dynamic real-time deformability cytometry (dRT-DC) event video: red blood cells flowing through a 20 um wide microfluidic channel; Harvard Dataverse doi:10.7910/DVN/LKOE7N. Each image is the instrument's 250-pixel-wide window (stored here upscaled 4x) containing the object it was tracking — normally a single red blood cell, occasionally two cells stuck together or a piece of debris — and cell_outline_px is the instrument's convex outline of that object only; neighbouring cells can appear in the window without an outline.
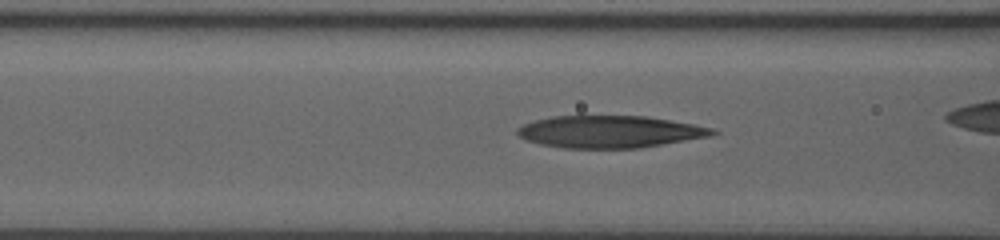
{"species": "human", "species_latin": "Homo sapiens", "temperature_condition": "room temperature", "stored_images_in_passage": 47, "camera_frame_rate_fps": 3000, "um_per_image_px": 0.085, "donor": {"sex": "male"}, "frame": {"image": 1, "passage_image": 26, "time_ms": 8.333, "image_size_px": [1000, 240], "cell_outline_px": [[720, 132], [712, 136], [640, 148], [564, 148], [540, 144], [524, 140], [516, 132], [516, 128], [524, 124], [536, 120], [552, 116], [644, 116], [692, 124], [712, 128]], "centroid_in_image_um": [51.82, 11.2], "position_along_channel_um": 114.8, "area_um2": 36.53}}
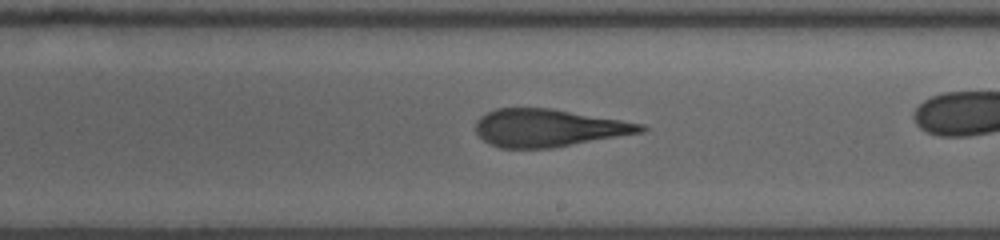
{"frame": {"image": 2, "passage_image": 36, "time_ms": 11.667, "image_size_px": [1000, 240], "cell_outline_px": [[648, 128], [644, 132], [552, 148], [500, 148], [488, 144], [476, 132], [476, 120], [480, 116], [496, 108], [552, 108], [644, 124]], "centroid_in_image_um": [46.62, 10.87], "position_along_channel_um": 242.4, "area_um2": 36.24}}
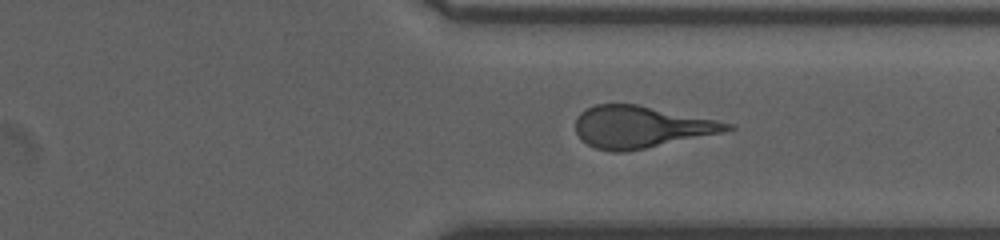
{"frame": {"image": 3, "passage_image": 45, "time_ms": 14.667, "image_size_px": [1000, 240], "cell_outline_px": [[736, 128], [720, 132], [644, 148], [624, 152], [612, 152], [596, 148], [588, 144], [576, 132], [576, 120], [580, 112], [596, 104], [636, 104], [736, 124]], "centroid_in_image_um": [54.45, 10.78], "position_along_channel_um": 356.9, "area_um2": 36.24}}